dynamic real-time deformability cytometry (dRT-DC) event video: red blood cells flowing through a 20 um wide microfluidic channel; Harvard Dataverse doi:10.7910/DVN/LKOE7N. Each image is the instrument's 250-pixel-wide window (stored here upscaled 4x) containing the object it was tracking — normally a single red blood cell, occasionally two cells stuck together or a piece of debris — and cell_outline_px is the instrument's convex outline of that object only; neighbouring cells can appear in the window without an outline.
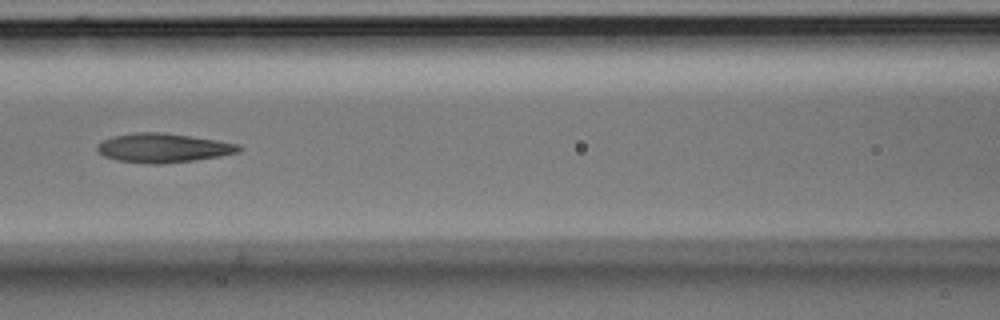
{"species": "Egyptian fruit bat (a non-hibernating species)", "species_latin": "Rousettus aegyptiacus", "temperature_condition": "room temperature", "stored_images_in_passage": 24, "camera_frame_rate_fps": 3000, "um_per_image_px": 0.085, "animal": {"sex": "male"}, "frame": {"image": 1, "passage_image": 14, "time_ms": 4.333, "image_size_px": [1000, 320], "cell_outline_px": [[244, 148], [240, 152], [220, 156], [196, 160], [164, 164], [148, 164], [116, 160], [104, 156], [96, 148], [96, 144], [112, 136], [132, 132], [164, 132], [216, 140], [240, 144]], "centroid_in_image_um": [13.89, 12.57], "position_along_channel_um": 152.7, "area_um2": 24.33}}
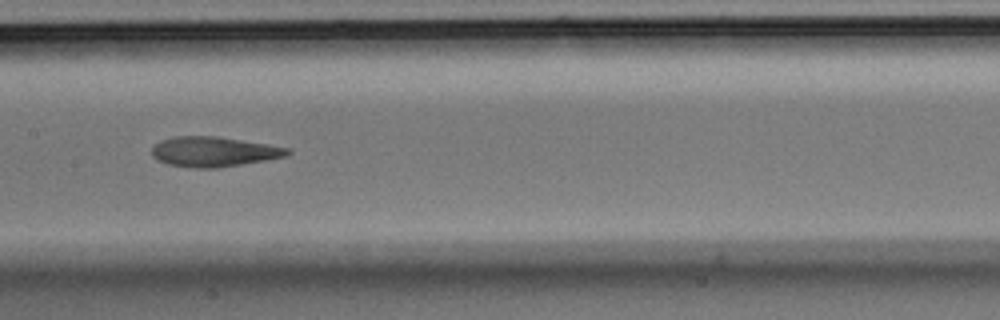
{"frame": {"image": 2, "passage_image": 17, "time_ms": 5.333, "image_size_px": [1000, 320], "cell_outline_px": [[292, 152], [284, 156], [264, 160], [216, 168], [192, 168], [168, 164], [156, 160], [152, 156], [152, 148], [160, 140], [176, 136], [216, 136], [268, 144], [288, 148]], "centroid_in_image_um": [18.12, 12.89], "position_along_channel_um": 189.3, "area_um2": 23.52}}